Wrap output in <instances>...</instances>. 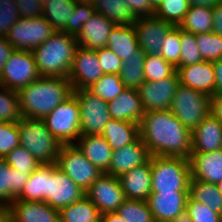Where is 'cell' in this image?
Returning a JSON list of instances; mask_svg holds the SVG:
<instances>
[{"label":"cell","instance_id":"cell-15","mask_svg":"<svg viewBox=\"0 0 222 222\" xmlns=\"http://www.w3.org/2000/svg\"><path fill=\"white\" fill-rule=\"evenodd\" d=\"M139 47L146 55H158L172 24L155 15L138 17L133 24Z\"/></svg>","mask_w":222,"mask_h":222},{"label":"cell","instance_id":"cell-51","mask_svg":"<svg viewBox=\"0 0 222 222\" xmlns=\"http://www.w3.org/2000/svg\"><path fill=\"white\" fill-rule=\"evenodd\" d=\"M20 17L34 18L43 16V5L38 0H15Z\"/></svg>","mask_w":222,"mask_h":222},{"label":"cell","instance_id":"cell-53","mask_svg":"<svg viewBox=\"0 0 222 222\" xmlns=\"http://www.w3.org/2000/svg\"><path fill=\"white\" fill-rule=\"evenodd\" d=\"M14 51L12 45L3 36H0V76L6 61Z\"/></svg>","mask_w":222,"mask_h":222},{"label":"cell","instance_id":"cell-42","mask_svg":"<svg viewBox=\"0 0 222 222\" xmlns=\"http://www.w3.org/2000/svg\"><path fill=\"white\" fill-rule=\"evenodd\" d=\"M196 43L203 61H216L222 58V36L214 32L196 34Z\"/></svg>","mask_w":222,"mask_h":222},{"label":"cell","instance_id":"cell-23","mask_svg":"<svg viewBox=\"0 0 222 222\" xmlns=\"http://www.w3.org/2000/svg\"><path fill=\"white\" fill-rule=\"evenodd\" d=\"M9 207L14 222H60L59 210L44 201L13 200Z\"/></svg>","mask_w":222,"mask_h":222},{"label":"cell","instance_id":"cell-56","mask_svg":"<svg viewBox=\"0 0 222 222\" xmlns=\"http://www.w3.org/2000/svg\"><path fill=\"white\" fill-rule=\"evenodd\" d=\"M215 73V94H222V58L212 62Z\"/></svg>","mask_w":222,"mask_h":222},{"label":"cell","instance_id":"cell-55","mask_svg":"<svg viewBox=\"0 0 222 222\" xmlns=\"http://www.w3.org/2000/svg\"><path fill=\"white\" fill-rule=\"evenodd\" d=\"M210 113L222 123V94L210 96Z\"/></svg>","mask_w":222,"mask_h":222},{"label":"cell","instance_id":"cell-30","mask_svg":"<svg viewBox=\"0 0 222 222\" xmlns=\"http://www.w3.org/2000/svg\"><path fill=\"white\" fill-rule=\"evenodd\" d=\"M95 12L104 15L116 25L132 26L136 17L125 0H94Z\"/></svg>","mask_w":222,"mask_h":222},{"label":"cell","instance_id":"cell-48","mask_svg":"<svg viewBox=\"0 0 222 222\" xmlns=\"http://www.w3.org/2000/svg\"><path fill=\"white\" fill-rule=\"evenodd\" d=\"M185 212L192 222H222V215L213 212L204 204L191 199L189 196L186 201Z\"/></svg>","mask_w":222,"mask_h":222},{"label":"cell","instance_id":"cell-22","mask_svg":"<svg viewBox=\"0 0 222 222\" xmlns=\"http://www.w3.org/2000/svg\"><path fill=\"white\" fill-rule=\"evenodd\" d=\"M116 24L104 15L94 13L90 19L83 24L82 31L77 36L78 46L97 50L106 47L108 36Z\"/></svg>","mask_w":222,"mask_h":222},{"label":"cell","instance_id":"cell-26","mask_svg":"<svg viewBox=\"0 0 222 222\" xmlns=\"http://www.w3.org/2000/svg\"><path fill=\"white\" fill-rule=\"evenodd\" d=\"M74 144L101 173L108 171L113 150L102 135H81Z\"/></svg>","mask_w":222,"mask_h":222},{"label":"cell","instance_id":"cell-57","mask_svg":"<svg viewBox=\"0 0 222 222\" xmlns=\"http://www.w3.org/2000/svg\"><path fill=\"white\" fill-rule=\"evenodd\" d=\"M0 222H14L10 207L0 206Z\"/></svg>","mask_w":222,"mask_h":222},{"label":"cell","instance_id":"cell-28","mask_svg":"<svg viewBox=\"0 0 222 222\" xmlns=\"http://www.w3.org/2000/svg\"><path fill=\"white\" fill-rule=\"evenodd\" d=\"M106 47L114 52L123 62L128 60L139 48L134 26L115 25L108 36Z\"/></svg>","mask_w":222,"mask_h":222},{"label":"cell","instance_id":"cell-16","mask_svg":"<svg viewBox=\"0 0 222 222\" xmlns=\"http://www.w3.org/2000/svg\"><path fill=\"white\" fill-rule=\"evenodd\" d=\"M103 75L96 50L78 46L67 77L71 82L72 89H87Z\"/></svg>","mask_w":222,"mask_h":222},{"label":"cell","instance_id":"cell-11","mask_svg":"<svg viewBox=\"0 0 222 222\" xmlns=\"http://www.w3.org/2000/svg\"><path fill=\"white\" fill-rule=\"evenodd\" d=\"M73 94L79 101L81 135H101L111 120L108 102L88 89H75Z\"/></svg>","mask_w":222,"mask_h":222},{"label":"cell","instance_id":"cell-14","mask_svg":"<svg viewBox=\"0 0 222 222\" xmlns=\"http://www.w3.org/2000/svg\"><path fill=\"white\" fill-rule=\"evenodd\" d=\"M179 84L177 71L172 76L163 78L160 81H144L137 88L144 111L151 112L170 109Z\"/></svg>","mask_w":222,"mask_h":222},{"label":"cell","instance_id":"cell-43","mask_svg":"<svg viewBox=\"0 0 222 222\" xmlns=\"http://www.w3.org/2000/svg\"><path fill=\"white\" fill-rule=\"evenodd\" d=\"M5 162L17 171L24 172V174L31 175L40 165L27 149L21 145L15 147L4 158Z\"/></svg>","mask_w":222,"mask_h":222},{"label":"cell","instance_id":"cell-44","mask_svg":"<svg viewBox=\"0 0 222 222\" xmlns=\"http://www.w3.org/2000/svg\"><path fill=\"white\" fill-rule=\"evenodd\" d=\"M201 61H203V59L196 43V35L181 29L180 62L175 66L176 69Z\"/></svg>","mask_w":222,"mask_h":222},{"label":"cell","instance_id":"cell-27","mask_svg":"<svg viewBox=\"0 0 222 222\" xmlns=\"http://www.w3.org/2000/svg\"><path fill=\"white\" fill-rule=\"evenodd\" d=\"M30 175L10 167L0 158V206L9 207L22 192Z\"/></svg>","mask_w":222,"mask_h":222},{"label":"cell","instance_id":"cell-45","mask_svg":"<svg viewBox=\"0 0 222 222\" xmlns=\"http://www.w3.org/2000/svg\"><path fill=\"white\" fill-rule=\"evenodd\" d=\"M181 53V28L173 26L164 39L160 55L176 66L180 62Z\"/></svg>","mask_w":222,"mask_h":222},{"label":"cell","instance_id":"cell-4","mask_svg":"<svg viewBox=\"0 0 222 222\" xmlns=\"http://www.w3.org/2000/svg\"><path fill=\"white\" fill-rule=\"evenodd\" d=\"M20 145L41 164H55L62 144L43 119L22 117L18 122Z\"/></svg>","mask_w":222,"mask_h":222},{"label":"cell","instance_id":"cell-47","mask_svg":"<svg viewBox=\"0 0 222 222\" xmlns=\"http://www.w3.org/2000/svg\"><path fill=\"white\" fill-rule=\"evenodd\" d=\"M20 146L18 122H0V158Z\"/></svg>","mask_w":222,"mask_h":222},{"label":"cell","instance_id":"cell-2","mask_svg":"<svg viewBox=\"0 0 222 222\" xmlns=\"http://www.w3.org/2000/svg\"><path fill=\"white\" fill-rule=\"evenodd\" d=\"M73 94L71 82L62 77H40L18 91L23 117L44 119Z\"/></svg>","mask_w":222,"mask_h":222},{"label":"cell","instance_id":"cell-21","mask_svg":"<svg viewBox=\"0 0 222 222\" xmlns=\"http://www.w3.org/2000/svg\"><path fill=\"white\" fill-rule=\"evenodd\" d=\"M191 134V153H207L222 149V123L211 113Z\"/></svg>","mask_w":222,"mask_h":222},{"label":"cell","instance_id":"cell-9","mask_svg":"<svg viewBox=\"0 0 222 222\" xmlns=\"http://www.w3.org/2000/svg\"><path fill=\"white\" fill-rule=\"evenodd\" d=\"M54 33L55 29L43 16L20 17L5 38L14 49L33 51Z\"/></svg>","mask_w":222,"mask_h":222},{"label":"cell","instance_id":"cell-24","mask_svg":"<svg viewBox=\"0 0 222 222\" xmlns=\"http://www.w3.org/2000/svg\"><path fill=\"white\" fill-rule=\"evenodd\" d=\"M191 178L216 184L222 180V149L207 153H191Z\"/></svg>","mask_w":222,"mask_h":222},{"label":"cell","instance_id":"cell-41","mask_svg":"<svg viewBox=\"0 0 222 222\" xmlns=\"http://www.w3.org/2000/svg\"><path fill=\"white\" fill-rule=\"evenodd\" d=\"M22 117L18 92L0 85V122H19Z\"/></svg>","mask_w":222,"mask_h":222},{"label":"cell","instance_id":"cell-13","mask_svg":"<svg viewBox=\"0 0 222 222\" xmlns=\"http://www.w3.org/2000/svg\"><path fill=\"white\" fill-rule=\"evenodd\" d=\"M101 215L116 212L126 200L119 178L102 173L85 192Z\"/></svg>","mask_w":222,"mask_h":222},{"label":"cell","instance_id":"cell-52","mask_svg":"<svg viewBox=\"0 0 222 222\" xmlns=\"http://www.w3.org/2000/svg\"><path fill=\"white\" fill-rule=\"evenodd\" d=\"M129 5L133 15L138 17H144L148 15H154V9L151 7L148 0H125Z\"/></svg>","mask_w":222,"mask_h":222},{"label":"cell","instance_id":"cell-60","mask_svg":"<svg viewBox=\"0 0 222 222\" xmlns=\"http://www.w3.org/2000/svg\"><path fill=\"white\" fill-rule=\"evenodd\" d=\"M172 222H192V220L186 212H183L176 219H174Z\"/></svg>","mask_w":222,"mask_h":222},{"label":"cell","instance_id":"cell-64","mask_svg":"<svg viewBox=\"0 0 222 222\" xmlns=\"http://www.w3.org/2000/svg\"><path fill=\"white\" fill-rule=\"evenodd\" d=\"M38 1H40L42 3V5H43L44 3H46V2H48L50 0H38Z\"/></svg>","mask_w":222,"mask_h":222},{"label":"cell","instance_id":"cell-59","mask_svg":"<svg viewBox=\"0 0 222 222\" xmlns=\"http://www.w3.org/2000/svg\"><path fill=\"white\" fill-rule=\"evenodd\" d=\"M104 222H126L116 212H109L101 215Z\"/></svg>","mask_w":222,"mask_h":222},{"label":"cell","instance_id":"cell-7","mask_svg":"<svg viewBox=\"0 0 222 222\" xmlns=\"http://www.w3.org/2000/svg\"><path fill=\"white\" fill-rule=\"evenodd\" d=\"M47 129L61 144H74L81 136L80 107L72 94L44 119Z\"/></svg>","mask_w":222,"mask_h":222},{"label":"cell","instance_id":"cell-37","mask_svg":"<svg viewBox=\"0 0 222 222\" xmlns=\"http://www.w3.org/2000/svg\"><path fill=\"white\" fill-rule=\"evenodd\" d=\"M125 88L119 74H104L87 89L105 102H109L117 98Z\"/></svg>","mask_w":222,"mask_h":222},{"label":"cell","instance_id":"cell-10","mask_svg":"<svg viewBox=\"0 0 222 222\" xmlns=\"http://www.w3.org/2000/svg\"><path fill=\"white\" fill-rule=\"evenodd\" d=\"M39 78L32 51L14 49L3 67L0 85L18 92Z\"/></svg>","mask_w":222,"mask_h":222},{"label":"cell","instance_id":"cell-63","mask_svg":"<svg viewBox=\"0 0 222 222\" xmlns=\"http://www.w3.org/2000/svg\"><path fill=\"white\" fill-rule=\"evenodd\" d=\"M76 2H81V3H93L94 0H75Z\"/></svg>","mask_w":222,"mask_h":222},{"label":"cell","instance_id":"cell-18","mask_svg":"<svg viewBox=\"0 0 222 222\" xmlns=\"http://www.w3.org/2000/svg\"><path fill=\"white\" fill-rule=\"evenodd\" d=\"M150 157L147 146L139 137L134 143L113 151L111 163L106 173L118 178L133 168L143 165Z\"/></svg>","mask_w":222,"mask_h":222},{"label":"cell","instance_id":"cell-5","mask_svg":"<svg viewBox=\"0 0 222 222\" xmlns=\"http://www.w3.org/2000/svg\"><path fill=\"white\" fill-rule=\"evenodd\" d=\"M152 192L188 191L191 169L188 158L151 156Z\"/></svg>","mask_w":222,"mask_h":222},{"label":"cell","instance_id":"cell-31","mask_svg":"<svg viewBox=\"0 0 222 222\" xmlns=\"http://www.w3.org/2000/svg\"><path fill=\"white\" fill-rule=\"evenodd\" d=\"M188 195L191 199L204 204L213 212L222 215V194L215 184L191 178Z\"/></svg>","mask_w":222,"mask_h":222},{"label":"cell","instance_id":"cell-6","mask_svg":"<svg viewBox=\"0 0 222 222\" xmlns=\"http://www.w3.org/2000/svg\"><path fill=\"white\" fill-rule=\"evenodd\" d=\"M210 96L179 84L170 111L191 132L210 114Z\"/></svg>","mask_w":222,"mask_h":222},{"label":"cell","instance_id":"cell-49","mask_svg":"<svg viewBox=\"0 0 222 222\" xmlns=\"http://www.w3.org/2000/svg\"><path fill=\"white\" fill-rule=\"evenodd\" d=\"M19 19L15 0H0V36L6 37L11 26Z\"/></svg>","mask_w":222,"mask_h":222},{"label":"cell","instance_id":"cell-8","mask_svg":"<svg viewBox=\"0 0 222 222\" xmlns=\"http://www.w3.org/2000/svg\"><path fill=\"white\" fill-rule=\"evenodd\" d=\"M55 164L85 192L102 174L75 144H62Z\"/></svg>","mask_w":222,"mask_h":222},{"label":"cell","instance_id":"cell-58","mask_svg":"<svg viewBox=\"0 0 222 222\" xmlns=\"http://www.w3.org/2000/svg\"><path fill=\"white\" fill-rule=\"evenodd\" d=\"M190 5L213 8L220 0H188Z\"/></svg>","mask_w":222,"mask_h":222},{"label":"cell","instance_id":"cell-25","mask_svg":"<svg viewBox=\"0 0 222 222\" xmlns=\"http://www.w3.org/2000/svg\"><path fill=\"white\" fill-rule=\"evenodd\" d=\"M111 119L140 124L145 113L137 89L125 88L120 95L108 102Z\"/></svg>","mask_w":222,"mask_h":222},{"label":"cell","instance_id":"cell-17","mask_svg":"<svg viewBox=\"0 0 222 222\" xmlns=\"http://www.w3.org/2000/svg\"><path fill=\"white\" fill-rule=\"evenodd\" d=\"M188 191L152 192L147 204L155 222H172L185 212Z\"/></svg>","mask_w":222,"mask_h":222},{"label":"cell","instance_id":"cell-54","mask_svg":"<svg viewBox=\"0 0 222 222\" xmlns=\"http://www.w3.org/2000/svg\"><path fill=\"white\" fill-rule=\"evenodd\" d=\"M213 14V29L212 32L222 36V0L212 8Z\"/></svg>","mask_w":222,"mask_h":222},{"label":"cell","instance_id":"cell-65","mask_svg":"<svg viewBox=\"0 0 222 222\" xmlns=\"http://www.w3.org/2000/svg\"><path fill=\"white\" fill-rule=\"evenodd\" d=\"M96 222H104L102 218L98 219Z\"/></svg>","mask_w":222,"mask_h":222},{"label":"cell","instance_id":"cell-34","mask_svg":"<svg viewBox=\"0 0 222 222\" xmlns=\"http://www.w3.org/2000/svg\"><path fill=\"white\" fill-rule=\"evenodd\" d=\"M145 53L139 47L128 60L123 62L119 77L126 88L137 89L145 81Z\"/></svg>","mask_w":222,"mask_h":222},{"label":"cell","instance_id":"cell-61","mask_svg":"<svg viewBox=\"0 0 222 222\" xmlns=\"http://www.w3.org/2000/svg\"><path fill=\"white\" fill-rule=\"evenodd\" d=\"M148 1L151 7L155 10L159 6L162 0H148Z\"/></svg>","mask_w":222,"mask_h":222},{"label":"cell","instance_id":"cell-19","mask_svg":"<svg viewBox=\"0 0 222 222\" xmlns=\"http://www.w3.org/2000/svg\"><path fill=\"white\" fill-rule=\"evenodd\" d=\"M180 84L208 96L215 94V73L211 61H201L177 68Z\"/></svg>","mask_w":222,"mask_h":222},{"label":"cell","instance_id":"cell-12","mask_svg":"<svg viewBox=\"0 0 222 222\" xmlns=\"http://www.w3.org/2000/svg\"><path fill=\"white\" fill-rule=\"evenodd\" d=\"M83 191L56 164H47L46 203L60 210L85 196Z\"/></svg>","mask_w":222,"mask_h":222},{"label":"cell","instance_id":"cell-40","mask_svg":"<svg viewBox=\"0 0 222 222\" xmlns=\"http://www.w3.org/2000/svg\"><path fill=\"white\" fill-rule=\"evenodd\" d=\"M177 71L176 67L166 61L160 54L145 55L144 78L145 81H160L172 76Z\"/></svg>","mask_w":222,"mask_h":222},{"label":"cell","instance_id":"cell-20","mask_svg":"<svg viewBox=\"0 0 222 222\" xmlns=\"http://www.w3.org/2000/svg\"><path fill=\"white\" fill-rule=\"evenodd\" d=\"M118 178L126 199L147 201L152 193L151 157Z\"/></svg>","mask_w":222,"mask_h":222},{"label":"cell","instance_id":"cell-46","mask_svg":"<svg viewBox=\"0 0 222 222\" xmlns=\"http://www.w3.org/2000/svg\"><path fill=\"white\" fill-rule=\"evenodd\" d=\"M94 13L95 9L91 3L76 2L73 15H71L66 23V33L77 37L82 31L83 24L86 23Z\"/></svg>","mask_w":222,"mask_h":222},{"label":"cell","instance_id":"cell-50","mask_svg":"<svg viewBox=\"0 0 222 222\" xmlns=\"http://www.w3.org/2000/svg\"><path fill=\"white\" fill-rule=\"evenodd\" d=\"M98 62L104 74H119L123 61L109 48L96 50Z\"/></svg>","mask_w":222,"mask_h":222},{"label":"cell","instance_id":"cell-29","mask_svg":"<svg viewBox=\"0 0 222 222\" xmlns=\"http://www.w3.org/2000/svg\"><path fill=\"white\" fill-rule=\"evenodd\" d=\"M101 135L114 151L134 143L140 137L139 124L111 119L105 125Z\"/></svg>","mask_w":222,"mask_h":222},{"label":"cell","instance_id":"cell-35","mask_svg":"<svg viewBox=\"0 0 222 222\" xmlns=\"http://www.w3.org/2000/svg\"><path fill=\"white\" fill-rule=\"evenodd\" d=\"M179 27L193 34L212 32L213 14L212 8L190 5L184 20Z\"/></svg>","mask_w":222,"mask_h":222},{"label":"cell","instance_id":"cell-39","mask_svg":"<svg viewBox=\"0 0 222 222\" xmlns=\"http://www.w3.org/2000/svg\"><path fill=\"white\" fill-rule=\"evenodd\" d=\"M116 213L126 222H155L146 201L126 199Z\"/></svg>","mask_w":222,"mask_h":222},{"label":"cell","instance_id":"cell-33","mask_svg":"<svg viewBox=\"0 0 222 222\" xmlns=\"http://www.w3.org/2000/svg\"><path fill=\"white\" fill-rule=\"evenodd\" d=\"M60 222H96L101 218L98 208L84 196L59 210Z\"/></svg>","mask_w":222,"mask_h":222},{"label":"cell","instance_id":"cell-38","mask_svg":"<svg viewBox=\"0 0 222 222\" xmlns=\"http://www.w3.org/2000/svg\"><path fill=\"white\" fill-rule=\"evenodd\" d=\"M189 7L188 0H162L154 10V15L173 26H179L184 20Z\"/></svg>","mask_w":222,"mask_h":222},{"label":"cell","instance_id":"cell-36","mask_svg":"<svg viewBox=\"0 0 222 222\" xmlns=\"http://www.w3.org/2000/svg\"><path fill=\"white\" fill-rule=\"evenodd\" d=\"M47 192V164H41L31 173L21 194L14 200L44 201Z\"/></svg>","mask_w":222,"mask_h":222},{"label":"cell","instance_id":"cell-62","mask_svg":"<svg viewBox=\"0 0 222 222\" xmlns=\"http://www.w3.org/2000/svg\"><path fill=\"white\" fill-rule=\"evenodd\" d=\"M218 191L222 194V180L215 184Z\"/></svg>","mask_w":222,"mask_h":222},{"label":"cell","instance_id":"cell-32","mask_svg":"<svg viewBox=\"0 0 222 222\" xmlns=\"http://www.w3.org/2000/svg\"><path fill=\"white\" fill-rule=\"evenodd\" d=\"M75 0H50L43 4V17L55 31L66 32V23L73 15Z\"/></svg>","mask_w":222,"mask_h":222},{"label":"cell","instance_id":"cell-3","mask_svg":"<svg viewBox=\"0 0 222 222\" xmlns=\"http://www.w3.org/2000/svg\"><path fill=\"white\" fill-rule=\"evenodd\" d=\"M77 47L76 36L55 31L32 51L40 77L67 78Z\"/></svg>","mask_w":222,"mask_h":222},{"label":"cell","instance_id":"cell-1","mask_svg":"<svg viewBox=\"0 0 222 222\" xmlns=\"http://www.w3.org/2000/svg\"><path fill=\"white\" fill-rule=\"evenodd\" d=\"M140 137L150 156L188 158L192 151V134L168 110L145 112L139 124Z\"/></svg>","mask_w":222,"mask_h":222}]
</instances>
